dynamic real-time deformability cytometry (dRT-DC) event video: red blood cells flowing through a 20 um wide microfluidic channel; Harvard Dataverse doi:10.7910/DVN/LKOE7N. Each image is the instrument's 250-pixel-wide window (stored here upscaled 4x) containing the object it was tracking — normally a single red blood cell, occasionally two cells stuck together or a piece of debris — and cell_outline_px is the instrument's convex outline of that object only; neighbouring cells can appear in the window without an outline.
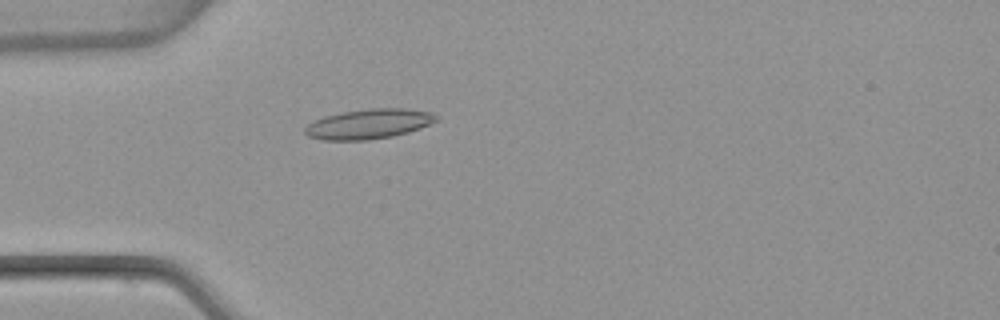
{"species": "common noctule bat (a hibernating species)", "species_latin": "Nyctalus noctula", "temperature_condition": "warm", "stored_images_in_passage": 51, "camera_frame_rate_fps": 3000, "um_per_image_px": 0.085, "animal": {"sex": "female", "body_mass_g": 22.7, "forearm_length_mm": 54.2}, "frame": {"image": 1, "passage_image": 14, "time_ms": 4.333, "image_size_px": [1000, 320], "cell_outline_px": [[436, 120], [420, 128], [408, 132], [392, 136], [368, 140], [324, 140], [308, 136], [304, 132], [304, 128], [308, 124], [324, 116], [344, 112], [372, 108], [404, 108], [432, 112], [436, 116]], "centroid_in_image_um": [31.33, 10.54], "position_along_channel_um": 53.7, "area_um2": 22.6}}
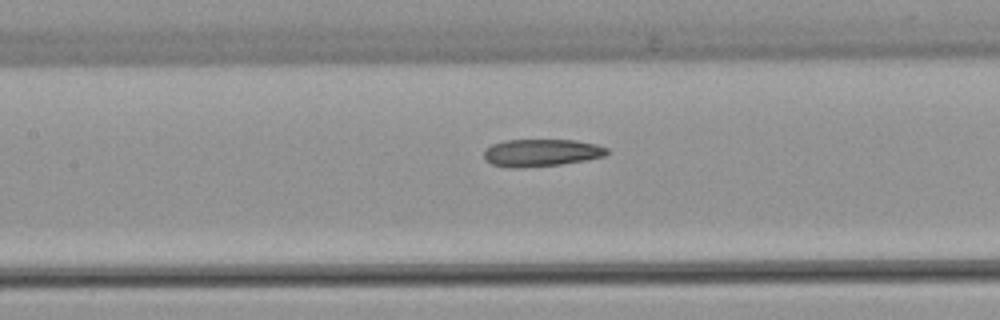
{"frame": {"image": 2, "passage_image": 23, "time_ms": 7.333, "image_size_px": [1000, 320], "cell_outline_px": [[608, 152], [604, 156], [588, 160], [560, 164], [520, 168], [508, 168], [492, 164], [484, 160], [484, 152], [492, 144], [504, 140], [576, 140], [596, 144], [608, 148]], "centroid_in_image_um": [46.01, 12.98], "position_along_channel_um": 161.4, "area_um2": 19.71}}
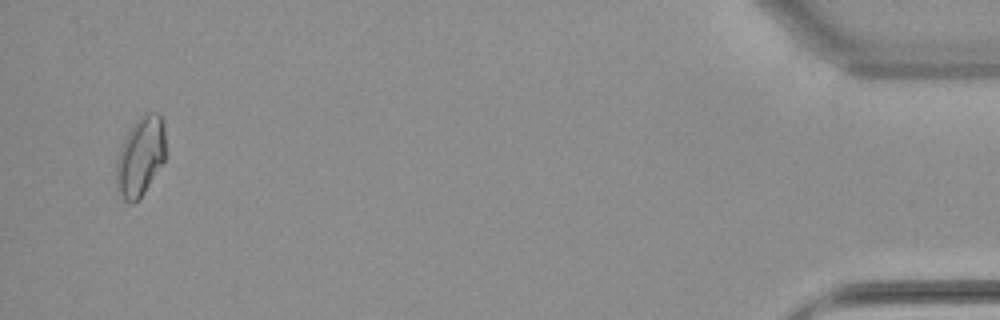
{"frame": {"image": 3, "passage_image": 50, "time_ms": 16.333, "image_size_px": [1000, 320], "cell_outline_px": [[164, 160], [144, 192], [132, 204], [128, 204], [120, 196], [116, 188], [116, 164], [124, 140], [128, 132], [136, 120], [144, 112], [156, 112], [164, 120]], "centroid_in_image_um": [11.93, 13.3], "position_along_channel_um": 423.3, "area_um2": 22.48}}